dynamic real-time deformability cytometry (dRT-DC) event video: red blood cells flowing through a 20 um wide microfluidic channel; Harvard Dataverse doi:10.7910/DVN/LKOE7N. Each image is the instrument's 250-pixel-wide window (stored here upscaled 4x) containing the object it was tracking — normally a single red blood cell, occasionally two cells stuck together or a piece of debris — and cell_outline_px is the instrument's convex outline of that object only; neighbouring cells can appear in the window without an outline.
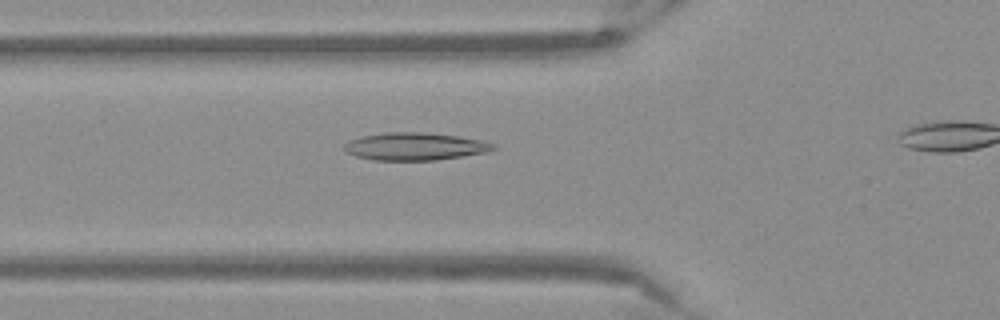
{"species": "Egyptian fruit bat (a non-hibernating species)", "species_latin": "Rousettus aegyptiacus", "temperature_condition": "warm", "stored_images_in_passage": 39, "camera_frame_rate_fps": 3000, "um_per_image_px": 0.085, "frame": {"image": 1, "passage_image": 13, "time_ms": 4.0, "image_size_px": [1000, 320], "cell_outline_px": [[496, 148], [488, 152], [436, 160], [376, 160], [356, 156], [344, 152], [344, 144], [360, 136], [388, 132], [424, 132], [456, 136], [480, 140], [496, 144]], "centroid_in_image_um": [35.26, 12.45], "position_along_channel_um": 90.5, "area_um2": 23.87}}
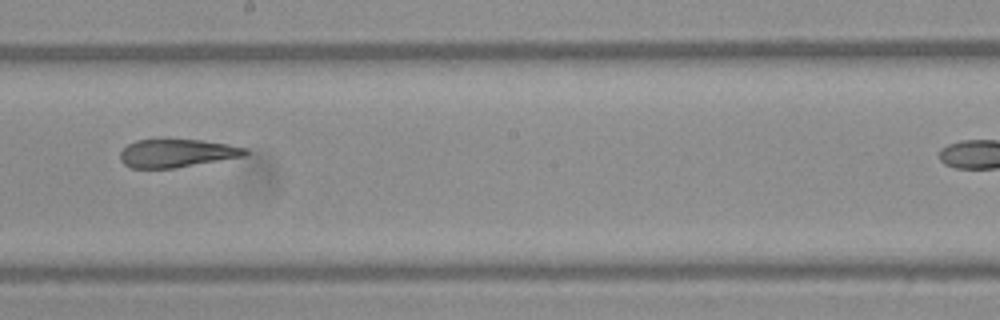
{"frame": {"image": 2, "passage_image": 24, "time_ms": 7.667, "image_size_px": [1000, 320], "cell_outline_px": [[248, 152], [244, 156], [176, 168], [132, 168], [124, 164], [120, 160], [120, 152], [128, 144], [136, 140], [200, 140], [228, 144], [244, 148]], "centroid_in_image_um": [15.0, 13.03], "position_along_channel_um": 233.2, "area_um2": 20.29}}
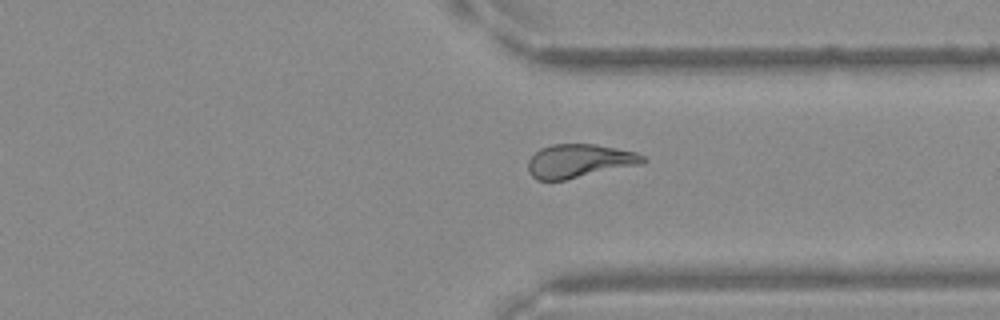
{"frame": {"image": 3, "passage_image": 34, "time_ms": 11.0, "image_size_px": [1000, 320], "cell_outline_px": [[648, 160], [640, 164], [564, 180], [536, 180], [528, 172], [528, 160], [540, 148], [552, 144], [596, 144], [636, 152], [644, 156]], "centroid_in_image_um": [49.22, 13.67], "position_along_channel_um": 362.2, "area_um2": 22.37}}